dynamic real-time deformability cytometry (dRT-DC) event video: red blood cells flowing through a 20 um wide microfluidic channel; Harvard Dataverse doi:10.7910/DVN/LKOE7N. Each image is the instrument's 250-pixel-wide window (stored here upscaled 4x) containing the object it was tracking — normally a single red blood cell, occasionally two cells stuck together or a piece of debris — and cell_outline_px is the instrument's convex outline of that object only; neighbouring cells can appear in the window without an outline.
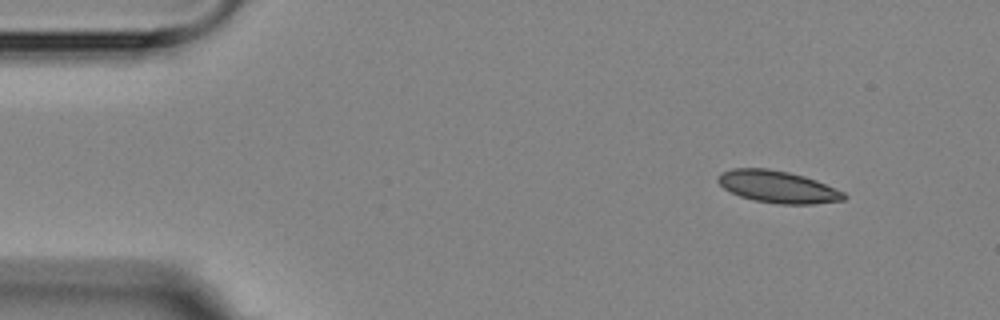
{"species": "Egyptian fruit bat (a non-hibernating species)", "species_latin": "Rousettus aegyptiacus", "temperature_condition": "room temperature", "stored_images_in_passage": 4, "camera_frame_rate_fps": 3000, "um_per_image_px": 0.085, "animal": {"sex": "female"}, "frame": {"image": 1, "passage_image": 1, "time_ms": 0.0, "image_size_px": [1000, 320], "cell_outline_px": [[848, 196], [844, 200], [812, 204], [780, 204], [756, 200], [740, 196], [724, 188], [716, 180], [716, 176], [720, 172], [732, 168], [768, 168], [788, 172], [804, 176], [816, 180], [844, 192]], "centroid_in_image_um": [66.09, 15.87], "position_along_channel_um": 18.9, "area_um2": 23.52}}
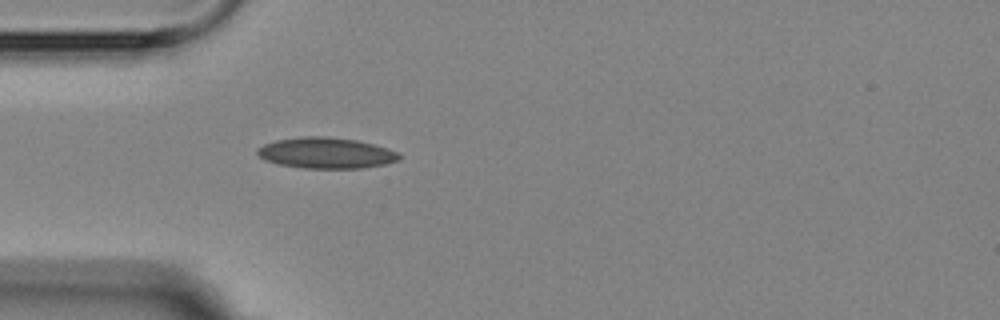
{"frame": {"image": 2, "passage_image": 4, "time_ms": 3.333, "image_size_px": [1000, 320], "cell_outline_px": [[400, 160], [384, 164], [364, 168], [304, 168], [280, 164], [264, 160], [256, 156], [256, 148], [264, 144], [276, 140], [300, 136], [324, 136], [356, 140], [372, 144], [396, 152], [400, 156]], "centroid_in_image_um": [27.64, 13.0], "position_along_channel_um": 57.4, "area_um2": 25.49}}